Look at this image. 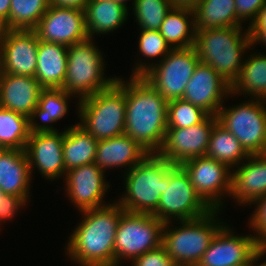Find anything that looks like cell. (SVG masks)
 I'll list each match as a JSON object with an SVG mask.
<instances>
[{"label": "cell", "mask_w": 266, "mask_h": 266, "mask_svg": "<svg viewBox=\"0 0 266 266\" xmlns=\"http://www.w3.org/2000/svg\"><path fill=\"white\" fill-rule=\"evenodd\" d=\"M80 212L84 219L69 237L67 256L80 266H114L116 229L125 210L115 200Z\"/></svg>", "instance_id": "obj_1"}, {"label": "cell", "mask_w": 266, "mask_h": 266, "mask_svg": "<svg viewBox=\"0 0 266 266\" xmlns=\"http://www.w3.org/2000/svg\"><path fill=\"white\" fill-rule=\"evenodd\" d=\"M125 134L149 153H157L167 130L168 101L142 76L125 81Z\"/></svg>", "instance_id": "obj_2"}, {"label": "cell", "mask_w": 266, "mask_h": 266, "mask_svg": "<svg viewBox=\"0 0 266 266\" xmlns=\"http://www.w3.org/2000/svg\"><path fill=\"white\" fill-rule=\"evenodd\" d=\"M242 31V26L196 29L194 48L200 61L209 64L230 85L243 66L244 51L252 47L248 29Z\"/></svg>", "instance_id": "obj_3"}, {"label": "cell", "mask_w": 266, "mask_h": 266, "mask_svg": "<svg viewBox=\"0 0 266 266\" xmlns=\"http://www.w3.org/2000/svg\"><path fill=\"white\" fill-rule=\"evenodd\" d=\"M173 166L157 153H149L126 171L125 194L116 202L127 212L153 214L158 208L161 194L168 188Z\"/></svg>", "instance_id": "obj_4"}, {"label": "cell", "mask_w": 266, "mask_h": 266, "mask_svg": "<svg viewBox=\"0 0 266 266\" xmlns=\"http://www.w3.org/2000/svg\"><path fill=\"white\" fill-rule=\"evenodd\" d=\"M117 80L108 88L78 101V123L97 141L125 134V81Z\"/></svg>", "instance_id": "obj_5"}, {"label": "cell", "mask_w": 266, "mask_h": 266, "mask_svg": "<svg viewBox=\"0 0 266 266\" xmlns=\"http://www.w3.org/2000/svg\"><path fill=\"white\" fill-rule=\"evenodd\" d=\"M218 212L220 210L212 209L202 217L179 221L182 226L178 228L169 229L171 222L164 223L161 245L174 264L198 265L214 236L224 225L216 218Z\"/></svg>", "instance_id": "obj_6"}, {"label": "cell", "mask_w": 266, "mask_h": 266, "mask_svg": "<svg viewBox=\"0 0 266 266\" xmlns=\"http://www.w3.org/2000/svg\"><path fill=\"white\" fill-rule=\"evenodd\" d=\"M101 51L92 38L68 46L67 70L62 89L78 95V101L110 87L117 77L104 78V62Z\"/></svg>", "instance_id": "obj_7"}, {"label": "cell", "mask_w": 266, "mask_h": 266, "mask_svg": "<svg viewBox=\"0 0 266 266\" xmlns=\"http://www.w3.org/2000/svg\"><path fill=\"white\" fill-rule=\"evenodd\" d=\"M199 62L194 46L172 49L159 63H137L132 76H142L167 101L181 99Z\"/></svg>", "instance_id": "obj_8"}, {"label": "cell", "mask_w": 266, "mask_h": 266, "mask_svg": "<svg viewBox=\"0 0 266 266\" xmlns=\"http://www.w3.org/2000/svg\"><path fill=\"white\" fill-rule=\"evenodd\" d=\"M164 223L152 214L125 211L118 222L114 242V266L156 249L162 242Z\"/></svg>", "instance_id": "obj_9"}, {"label": "cell", "mask_w": 266, "mask_h": 266, "mask_svg": "<svg viewBox=\"0 0 266 266\" xmlns=\"http://www.w3.org/2000/svg\"><path fill=\"white\" fill-rule=\"evenodd\" d=\"M266 100L250 99L216 114L218 123L231 132L249 154L266 152Z\"/></svg>", "instance_id": "obj_10"}, {"label": "cell", "mask_w": 266, "mask_h": 266, "mask_svg": "<svg viewBox=\"0 0 266 266\" xmlns=\"http://www.w3.org/2000/svg\"><path fill=\"white\" fill-rule=\"evenodd\" d=\"M212 209L196 193L188 173L181 165L170 169L168 188L160 196L157 210L152 214L163 223L192 220L202 217ZM173 217V218H172Z\"/></svg>", "instance_id": "obj_11"}, {"label": "cell", "mask_w": 266, "mask_h": 266, "mask_svg": "<svg viewBox=\"0 0 266 266\" xmlns=\"http://www.w3.org/2000/svg\"><path fill=\"white\" fill-rule=\"evenodd\" d=\"M181 166L188 173L191 184L201 199L211 209L219 210L224 203L221 195H230L231 169L206 155L188 159Z\"/></svg>", "instance_id": "obj_12"}, {"label": "cell", "mask_w": 266, "mask_h": 266, "mask_svg": "<svg viewBox=\"0 0 266 266\" xmlns=\"http://www.w3.org/2000/svg\"><path fill=\"white\" fill-rule=\"evenodd\" d=\"M217 122L216 116L208 115L199 124L187 128H167L163 145L157 154L174 165L205 156L210 135Z\"/></svg>", "instance_id": "obj_13"}, {"label": "cell", "mask_w": 266, "mask_h": 266, "mask_svg": "<svg viewBox=\"0 0 266 266\" xmlns=\"http://www.w3.org/2000/svg\"><path fill=\"white\" fill-rule=\"evenodd\" d=\"M225 224L214 236L197 266L250 265L263 251L255 236H238Z\"/></svg>", "instance_id": "obj_14"}, {"label": "cell", "mask_w": 266, "mask_h": 266, "mask_svg": "<svg viewBox=\"0 0 266 266\" xmlns=\"http://www.w3.org/2000/svg\"><path fill=\"white\" fill-rule=\"evenodd\" d=\"M39 38L35 30L3 29L0 73L35 77Z\"/></svg>", "instance_id": "obj_15"}, {"label": "cell", "mask_w": 266, "mask_h": 266, "mask_svg": "<svg viewBox=\"0 0 266 266\" xmlns=\"http://www.w3.org/2000/svg\"><path fill=\"white\" fill-rule=\"evenodd\" d=\"M34 30L40 41L58 43L67 47L89 38L84 10L52 4Z\"/></svg>", "instance_id": "obj_16"}, {"label": "cell", "mask_w": 266, "mask_h": 266, "mask_svg": "<svg viewBox=\"0 0 266 266\" xmlns=\"http://www.w3.org/2000/svg\"><path fill=\"white\" fill-rule=\"evenodd\" d=\"M65 176V185H67L65 191L70 202L72 201L78 210L83 211L108 205L103 199L110 186L105 181L104 171L95 163L66 171Z\"/></svg>", "instance_id": "obj_17"}, {"label": "cell", "mask_w": 266, "mask_h": 266, "mask_svg": "<svg viewBox=\"0 0 266 266\" xmlns=\"http://www.w3.org/2000/svg\"><path fill=\"white\" fill-rule=\"evenodd\" d=\"M229 95H232L231 85L209 64L200 61L185 88L182 99L201 107L209 115L216 116L223 105V98Z\"/></svg>", "instance_id": "obj_18"}, {"label": "cell", "mask_w": 266, "mask_h": 266, "mask_svg": "<svg viewBox=\"0 0 266 266\" xmlns=\"http://www.w3.org/2000/svg\"><path fill=\"white\" fill-rule=\"evenodd\" d=\"M65 130L59 132L30 133L25 153L28 158L30 172L37 167L42 176L53 181L65 175L63 159V140ZM33 165L35 167H33ZM53 179V180H52Z\"/></svg>", "instance_id": "obj_19"}, {"label": "cell", "mask_w": 266, "mask_h": 266, "mask_svg": "<svg viewBox=\"0 0 266 266\" xmlns=\"http://www.w3.org/2000/svg\"><path fill=\"white\" fill-rule=\"evenodd\" d=\"M245 162L231 171L229 196H233L239 206L251 205L266 194V153L250 154Z\"/></svg>", "instance_id": "obj_20"}, {"label": "cell", "mask_w": 266, "mask_h": 266, "mask_svg": "<svg viewBox=\"0 0 266 266\" xmlns=\"http://www.w3.org/2000/svg\"><path fill=\"white\" fill-rule=\"evenodd\" d=\"M43 89L33 76L0 73V107L29 118Z\"/></svg>", "instance_id": "obj_21"}, {"label": "cell", "mask_w": 266, "mask_h": 266, "mask_svg": "<svg viewBox=\"0 0 266 266\" xmlns=\"http://www.w3.org/2000/svg\"><path fill=\"white\" fill-rule=\"evenodd\" d=\"M148 154L132 137L122 134L98 141L94 163L104 172L105 169L120 166H126L125 169L129 171Z\"/></svg>", "instance_id": "obj_22"}, {"label": "cell", "mask_w": 266, "mask_h": 266, "mask_svg": "<svg viewBox=\"0 0 266 266\" xmlns=\"http://www.w3.org/2000/svg\"><path fill=\"white\" fill-rule=\"evenodd\" d=\"M31 172L25 149L0 148V189L29 199Z\"/></svg>", "instance_id": "obj_23"}, {"label": "cell", "mask_w": 266, "mask_h": 266, "mask_svg": "<svg viewBox=\"0 0 266 266\" xmlns=\"http://www.w3.org/2000/svg\"><path fill=\"white\" fill-rule=\"evenodd\" d=\"M67 50L65 45L39 40L35 78L44 89L63 87L67 70Z\"/></svg>", "instance_id": "obj_24"}, {"label": "cell", "mask_w": 266, "mask_h": 266, "mask_svg": "<svg viewBox=\"0 0 266 266\" xmlns=\"http://www.w3.org/2000/svg\"><path fill=\"white\" fill-rule=\"evenodd\" d=\"M128 9L112 0H88L84 13L89 38L93 34L110 33L122 26L128 18Z\"/></svg>", "instance_id": "obj_25"}, {"label": "cell", "mask_w": 266, "mask_h": 266, "mask_svg": "<svg viewBox=\"0 0 266 266\" xmlns=\"http://www.w3.org/2000/svg\"><path fill=\"white\" fill-rule=\"evenodd\" d=\"M71 96L74 97L62 88L43 89L40 93L38 106L29 117L30 133L58 132L57 129L50 124L57 122L65 116L68 111L67 101ZM36 118L45 123H42L43 125L37 124L35 122Z\"/></svg>", "instance_id": "obj_26"}, {"label": "cell", "mask_w": 266, "mask_h": 266, "mask_svg": "<svg viewBox=\"0 0 266 266\" xmlns=\"http://www.w3.org/2000/svg\"><path fill=\"white\" fill-rule=\"evenodd\" d=\"M158 31L172 49L194 46L196 37L194 11L189 8L172 7Z\"/></svg>", "instance_id": "obj_27"}, {"label": "cell", "mask_w": 266, "mask_h": 266, "mask_svg": "<svg viewBox=\"0 0 266 266\" xmlns=\"http://www.w3.org/2000/svg\"><path fill=\"white\" fill-rule=\"evenodd\" d=\"M98 141L80 125L65 130L63 140V159L65 170L94 163Z\"/></svg>", "instance_id": "obj_28"}, {"label": "cell", "mask_w": 266, "mask_h": 266, "mask_svg": "<svg viewBox=\"0 0 266 266\" xmlns=\"http://www.w3.org/2000/svg\"><path fill=\"white\" fill-rule=\"evenodd\" d=\"M243 61L239 75L231 85V94L245 92L251 99L266 100V55L254 53ZM241 92V93H240Z\"/></svg>", "instance_id": "obj_29"}, {"label": "cell", "mask_w": 266, "mask_h": 266, "mask_svg": "<svg viewBox=\"0 0 266 266\" xmlns=\"http://www.w3.org/2000/svg\"><path fill=\"white\" fill-rule=\"evenodd\" d=\"M207 157L226 164L230 169L241 164L250 154L244 149L239 140L218 122L210 135Z\"/></svg>", "instance_id": "obj_30"}, {"label": "cell", "mask_w": 266, "mask_h": 266, "mask_svg": "<svg viewBox=\"0 0 266 266\" xmlns=\"http://www.w3.org/2000/svg\"><path fill=\"white\" fill-rule=\"evenodd\" d=\"M193 11L196 29L236 26L235 0H201Z\"/></svg>", "instance_id": "obj_31"}, {"label": "cell", "mask_w": 266, "mask_h": 266, "mask_svg": "<svg viewBox=\"0 0 266 266\" xmlns=\"http://www.w3.org/2000/svg\"><path fill=\"white\" fill-rule=\"evenodd\" d=\"M49 5V0H11L8 24L3 29L34 30Z\"/></svg>", "instance_id": "obj_32"}, {"label": "cell", "mask_w": 266, "mask_h": 266, "mask_svg": "<svg viewBox=\"0 0 266 266\" xmlns=\"http://www.w3.org/2000/svg\"><path fill=\"white\" fill-rule=\"evenodd\" d=\"M29 135L27 116L0 107V148L25 149Z\"/></svg>", "instance_id": "obj_33"}, {"label": "cell", "mask_w": 266, "mask_h": 266, "mask_svg": "<svg viewBox=\"0 0 266 266\" xmlns=\"http://www.w3.org/2000/svg\"><path fill=\"white\" fill-rule=\"evenodd\" d=\"M133 3L135 21L144 30H159L173 7L169 0H135Z\"/></svg>", "instance_id": "obj_34"}, {"label": "cell", "mask_w": 266, "mask_h": 266, "mask_svg": "<svg viewBox=\"0 0 266 266\" xmlns=\"http://www.w3.org/2000/svg\"><path fill=\"white\" fill-rule=\"evenodd\" d=\"M209 114L182 98L167 103V128H187L202 122Z\"/></svg>", "instance_id": "obj_35"}, {"label": "cell", "mask_w": 266, "mask_h": 266, "mask_svg": "<svg viewBox=\"0 0 266 266\" xmlns=\"http://www.w3.org/2000/svg\"><path fill=\"white\" fill-rule=\"evenodd\" d=\"M139 51L148 59L161 56L163 60L172 50L158 30H140Z\"/></svg>", "instance_id": "obj_36"}, {"label": "cell", "mask_w": 266, "mask_h": 266, "mask_svg": "<svg viewBox=\"0 0 266 266\" xmlns=\"http://www.w3.org/2000/svg\"><path fill=\"white\" fill-rule=\"evenodd\" d=\"M257 204L249 220L250 228L256 232L255 239L263 251H266V194L256 199Z\"/></svg>", "instance_id": "obj_37"}, {"label": "cell", "mask_w": 266, "mask_h": 266, "mask_svg": "<svg viewBox=\"0 0 266 266\" xmlns=\"http://www.w3.org/2000/svg\"><path fill=\"white\" fill-rule=\"evenodd\" d=\"M133 266H174V262L162 245L132 260Z\"/></svg>", "instance_id": "obj_38"}, {"label": "cell", "mask_w": 266, "mask_h": 266, "mask_svg": "<svg viewBox=\"0 0 266 266\" xmlns=\"http://www.w3.org/2000/svg\"><path fill=\"white\" fill-rule=\"evenodd\" d=\"M266 0H235L236 26H242L244 20L250 23L256 18L259 11L264 7Z\"/></svg>", "instance_id": "obj_39"}, {"label": "cell", "mask_w": 266, "mask_h": 266, "mask_svg": "<svg viewBox=\"0 0 266 266\" xmlns=\"http://www.w3.org/2000/svg\"><path fill=\"white\" fill-rule=\"evenodd\" d=\"M26 203L20 196L6 194L0 201V223L12 219L15 213H18L17 210L27 205Z\"/></svg>", "instance_id": "obj_40"}, {"label": "cell", "mask_w": 266, "mask_h": 266, "mask_svg": "<svg viewBox=\"0 0 266 266\" xmlns=\"http://www.w3.org/2000/svg\"><path fill=\"white\" fill-rule=\"evenodd\" d=\"M248 33L252 46L256 43L266 46V13H258L256 18L249 23Z\"/></svg>", "instance_id": "obj_41"}, {"label": "cell", "mask_w": 266, "mask_h": 266, "mask_svg": "<svg viewBox=\"0 0 266 266\" xmlns=\"http://www.w3.org/2000/svg\"><path fill=\"white\" fill-rule=\"evenodd\" d=\"M88 0H49V3L63 8H74L84 10Z\"/></svg>", "instance_id": "obj_42"}, {"label": "cell", "mask_w": 266, "mask_h": 266, "mask_svg": "<svg viewBox=\"0 0 266 266\" xmlns=\"http://www.w3.org/2000/svg\"><path fill=\"white\" fill-rule=\"evenodd\" d=\"M11 0H0V28L8 24Z\"/></svg>", "instance_id": "obj_43"}, {"label": "cell", "mask_w": 266, "mask_h": 266, "mask_svg": "<svg viewBox=\"0 0 266 266\" xmlns=\"http://www.w3.org/2000/svg\"><path fill=\"white\" fill-rule=\"evenodd\" d=\"M173 7L194 9L201 0H169Z\"/></svg>", "instance_id": "obj_44"}, {"label": "cell", "mask_w": 266, "mask_h": 266, "mask_svg": "<svg viewBox=\"0 0 266 266\" xmlns=\"http://www.w3.org/2000/svg\"><path fill=\"white\" fill-rule=\"evenodd\" d=\"M264 254L266 255V251H262L252 262L249 266H266V261H264L263 263H261L260 265H256L255 262H257L258 260L261 259V257L263 258ZM260 258V259H259Z\"/></svg>", "instance_id": "obj_45"}, {"label": "cell", "mask_w": 266, "mask_h": 266, "mask_svg": "<svg viewBox=\"0 0 266 266\" xmlns=\"http://www.w3.org/2000/svg\"><path fill=\"white\" fill-rule=\"evenodd\" d=\"M112 1H115V2H117V3H120V4H122L123 6L127 7V3H126V1H128V0H112ZM133 1H135V0H133Z\"/></svg>", "instance_id": "obj_46"}, {"label": "cell", "mask_w": 266, "mask_h": 266, "mask_svg": "<svg viewBox=\"0 0 266 266\" xmlns=\"http://www.w3.org/2000/svg\"><path fill=\"white\" fill-rule=\"evenodd\" d=\"M6 194L0 189V201L4 198Z\"/></svg>", "instance_id": "obj_47"}, {"label": "cell", "mask_w": 266, "mask_h": 266, "mask_svg": "<svg viewBox=\"0 0 266 266\" xmlns=\"http://www.w3.org/2000/svg\"><path fill=\"white\" fill-rule=\"evenodd\" d=\"M2 31H3V29L0 28V40H1V36H2Z\"/></svg>", "instance_id": "obj_48"}]
</instances>
